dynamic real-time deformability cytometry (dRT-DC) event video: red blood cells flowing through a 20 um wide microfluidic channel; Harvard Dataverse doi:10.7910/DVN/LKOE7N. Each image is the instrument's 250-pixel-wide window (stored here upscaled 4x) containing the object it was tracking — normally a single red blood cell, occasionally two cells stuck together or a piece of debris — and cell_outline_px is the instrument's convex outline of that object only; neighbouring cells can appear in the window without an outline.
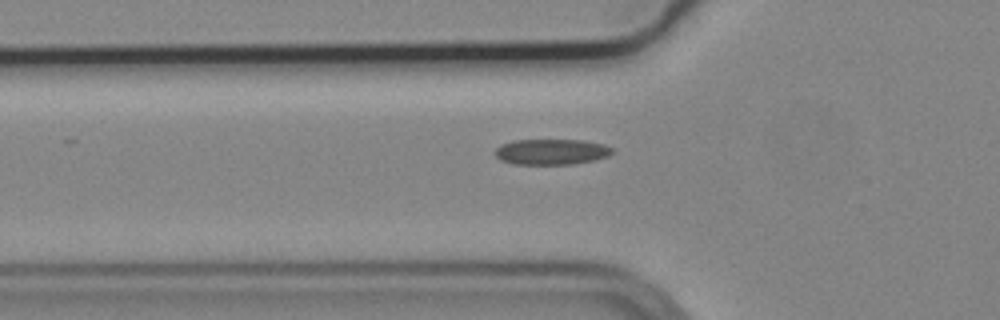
{"species": "common noctule bat (a hibernating species)", "species_latin": "Nyctalus noctula", "temperature_condition": "cold", "stored_images_in_passage": 33, "camera_frame_rate_fps": 3000, "um_per_image_px": 0.085, "animal": {"sex": "male", "body_mass_g": 19.2, "forearm_length_mm": 51.8}, "frame": {"image": 1, "passage_image": 2, "time_ms": 0.333, "image_size_px": [1000, 320], "cell_outline_px": [[612, 152], [608, 156], [592, 160], [572, 164], [512, 164], [500, 160], [492, 152], [500, 144], [512, 140], [584, 140], [604, 144], [612, 148]], "centroid_in_image_um": [46.8, 12.9], "position_along_channel_um": 79.0, "area_um2": 17.63}}
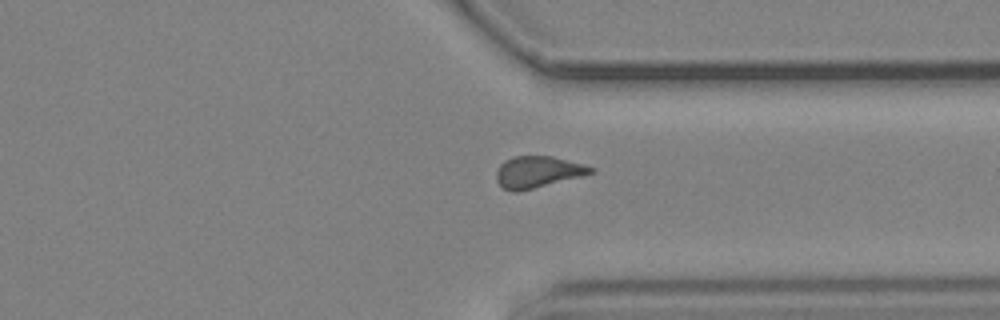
{"frame": {"image": 2, "passage_image": 25, "time_ms": 8.0, "image_size_px": [1000, 320], "cell_outline_px": [[596, 172], [584, 176], [516, 192], [512, 192], [504, 188], [496, 180], [496, 172], [500, 164], [504, 160], [512, 156], [552, 156], [584, 164], [596, 168]], "centroid_in_image_um": [45.74, 14.61], "position_along_channel_um": 365.7, "area_um2": 17.51}}
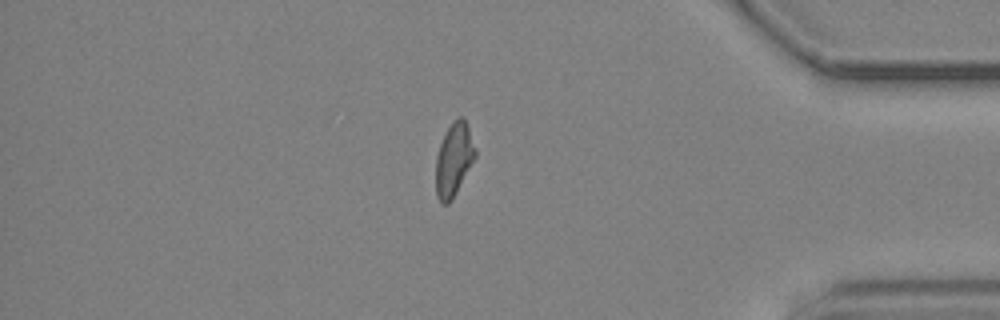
{"frame": {"image": 3, "passage_image": 30, "time_ms": 9.667, "image_size_px": [1000, 320], "cell_outline_px": [[476, 156], [452, 200], [448, 204], [440, 204], [436, 196], [436, 156], [440, 144], [452, 120], [460, 116], [464, 116], [476, 148]], "centroid_in_image_um": [38.57, 13.56], "position_along_channel_um": 396.6, "area_um2": 16.88}}